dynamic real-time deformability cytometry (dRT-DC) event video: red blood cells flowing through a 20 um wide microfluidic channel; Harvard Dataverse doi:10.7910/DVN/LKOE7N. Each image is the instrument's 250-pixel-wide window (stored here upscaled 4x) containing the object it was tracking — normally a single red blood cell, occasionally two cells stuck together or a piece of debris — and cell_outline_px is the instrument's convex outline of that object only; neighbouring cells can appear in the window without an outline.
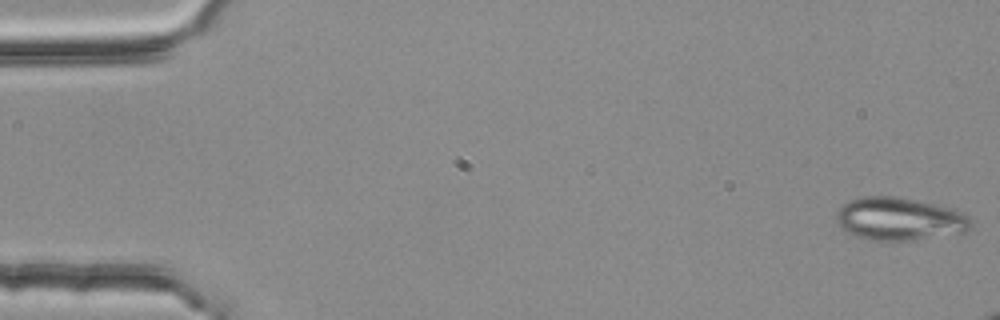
{"species": "common noctule bat (a hibernating species)", "species_latin": "Nyctalus noctula", "temperature_condition": "room temperature", "stored_images_in_passage": 4, "camera_frame_rate_fps": 3000, "um_per_image_px": 0.085, "animal": {"sex": "female", "body_mass_g": 25.1}, "frame": {"image": 1, "passage_image": 1, "time_ms": 0.0, "image_size_px": [1000, 320], "cell_outline_px": [[972, 228], [968, 232], [916, 240], [872, 240], [856, 236], [840, 228], [836, 224], [836, 212], [844, 204], [852, 200], [864, 196], [892, 196], [916, 200], [964, 212], [972, 220]], "centroid_in_image_um": [76.48, 18.63], "position_along_channel_um": 8.5, "area_um2": 33.7}}